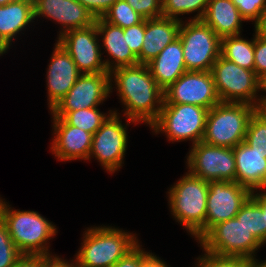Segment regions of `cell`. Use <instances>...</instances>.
Listing matches in <instances>:
<instances>
[{"mask_svg": "<svg viewBox=\"0 0 266 267\" xmlns=\"http://www.w3.org/2000/svg\"><path fill=\"white\" fill-rule=\"evenodd\" d=\"M110 74L111 80L115 78L117 92L126 106L124 115L128 118L127 125L130 122H144L151 126L161 111L164 91L152 77L148 65L120 67Z\"/></svg>", "mask_w": 266, "mask_h": 267, "instance_id": "1", "label": "cell"}, {"mask_svg": "<svg viewBox=\"0 0 266 267\" xmlns=\"http://www.w3.org/2000/svg\"><path fill=\"white\" fill-rule=\"evenodd\" d=\"M0 218L16 248L23 255L51 256L46 242L57 230L55 226L35 211H16L0 198Z\"/></svg>", "mask_w": 266, "mask_h": 267, "instance_id": "2", "label": "cell"}, {"mask_svg": "<svg viewBox=\"0 0 266 267\" xmlns=\"http://www.w3.org/2000/svg\"><path fill=\"white\" fill-rule=\"evenodd\" d=\"M208 191V181L188 172L168 192L172 215L197 240L205 235Z\"/></svg>", "mask_w": 266, "mask_h": 267, "instance_id": "3", "label": "cell"}, {"mask_svg": "<svg viewBox=\"0 0 266 267\" xmlns=\"http://www.w3.org/2000/svg\"><path fill=\"white\" fill-rule=\"evenodd\" d=\"M76 255L77 267H113L137 244L136 235L112 227L88 228Z\"/></svg>", "mask_w": 266, "mask_h": 267, "instance_id": "4", "label": "cell"}, {"mask_svg": "<svg viewBox=\"0 0 266 267\" xmlns=\"http://www.w3.org/2000/svg\"><path fill=\"white\" fill-rule=\"evenodd\" d=\"M256 109L248 103H218L208 111L202 141L219 147H236L245 140L249 120Z\"/></svg>", "mask_w": 266, "mask_h": 267, "instance_id": "5", "label": "cell"}, {"mask_svg": "<svg viewBox=\"0 0 266 267\" xmlns=\"http://www.w3.org/2000/svg\"><path fill=\"white\" fill-rule=\"evenodd\" d=\"M187 71H211L221 55V38L202 20L181 21L179 36Z\"/></svg>", "mask_w": 266, "mask_h": 267, "instance_id": "6", "label": "cell"}, {"mask_svg": "<svg viewBox=\"0 0 266 267\" xmlns=\"http://www.w3.org/2000/svg\"><path fill=\"white\" fill-rule=\"evenodd\" d=\"M205 252L223 257L255 259L262 244L236 217L214 225L200 240ZM253 254V255H252Z\"/></svg>", "mask_w": 266, "mask_h": 267, "instance_id": "7", "label": "cell"}, {"mask_svg": "<svg viewBox=\"0 0 266 267\" xmlns=\"http://www.w3.org/2000/svg\"><path fill=\"white\" fill-rule=\"evenodd\" d=\"M209 109L190 104H163L157 120L150 126L166 133L169 141H202Z\"/></svg>", "mask_w": 266, "mask_h": 267, "instance_id": "8", "label": "cell"}, {"mask_svg": "<svg viewBox=\"0 0 266 267\" xmlns=\"http://www.w3.org/2000/svg\"><path fill=\"white\" fill-rule=\"evenodd\" d=\"M211 73L221 102L248 103L258 108V76L254 71L220 55Z\"/></svg>", "mask_w": 266, "mask_h": 267, "instance_id": "9", "label": "cell"}, {"mask_svg": "<svg viewBox=\"0 0 266 267\" xmlns=\"http://www.w3.org/2000/svg\"><path fill=\"white\" fill-rule=\"evenodd\" d=\"M187 165L191 174L205 181L235 182L236 164L233 148L200 141L192 146Z\"/></svg>", "mask_w": 266, "mask_h": 267, "instance_id": "10", "label": "cell"}, {"mask_svg": "<svg viewBox=\"0 0 266 267\" xmlns=\"http://www.w3.org/2000/svg\"><path fill=\"white\" fill-rule=\"evenodd\" d=\"M220 102L211 71H186L164 90L163 104H190L210 110Z\"/></svg>", "mask_w": 266, "mask_h": 267, "instance_id": "11", "label": "cell"}, {"mask_svg": "<svg viewBox=\"0 0 266 267\" xmlns=\"http://www.w3.org/2000/svg\"><path fill=\"white\" fill-rule=\"evenodd\" d=\"M252 193L250 189L236 181H209L205 234L214 225L235 218Z\"/></svg>", "mask_w": 266, "mask_h": 267, "instance_id": "12", "label": "cell"}, {"mask_svg": "<svg viewBox=\"0 0 266 267\" xmlns=\"http://www.w3.org/2000/svg\"><path fill=\"white\" fill-rule=\"evenodd\" d=\"M119 119L117 112L110 110L108 118L93 134L89 154V159L95 156L111 173L122 166L127 146V130Z\"/></svg>", "mask_w": 266, "mask_h": 267, "instance_id": "13", "label": "cell"}, {"mask_svg": "<svg viewBox=\"0 0 266 267\" xmlns=\"http://www.w3.org/2000/svg\"><path fill=\"white\" fill-rule=\"evenodd\" d=\"M96 24L90 27L67 31L58 37L61 44L70 54L76 67L82 74L108 73L104 61H101V48Z\"/></svg>", "mask_w": 266, "mask_h": 267, "instance_id": "14", "label": "cell"}, {"mask_svg": "<svg viewBox=\"0 0 266 267\" xmlns=\"http://www.w3.org/2000/svg\"><path fill=\"white\" fill-rule=\"evenodd\" d=\"M110 73L81 74L51 112H72L100 105L112 92Z\"/></svg>", "mask_w": 266, "mask_h": 267, "instance_id": "15", "label": "cell"}, {"mask_svg": "<svg viewBox=\"0 0 266 267\" xmlns=\"http://www.w3.org/2000/svg\"><path fill=\"white\" fill-rule=\"evenodd\" d=\"M33 8L34 18L45 16L63 26L59 37L70 30L90 27L96 20L77 0H33Z\"/></svg>", "mask_w": 266, "mask_h": 267, "instance_id": "16", "label": "cell"}, {"mask_svg": "<svg viewBox=\"0 0 266 267\" xmlns=\"http://www.w3.org/2000/svg\"><path fill=\"white\" fill-rule=\"evenodd\" d=\"M81 74L70 54L57 42L47 70L50 111L69 92Z\"/></svg>", "mask_w": 266, "mask_h": 267, "instance_id": "17", "label": "cell"}, {"mask_svg": "<svg viewBox=\"0 0 266 267\" xmlns=\"http://www.w3.org/2000/svg\"><path fill=\"white\" fill-rule=\"evenodd\" d=\"M54 134L52 152L59 160H89L93 134L79 127L67 124L62 118L53 115Z\"/></svg>", "mask_w": 266, "mask_h": 267, "instance_id": "18", "label": "cell"}, {"mask_svg": "<svg viewBox=\"0 0 266 267\" xmlns=\"http://www.w3.org/2000/svg\"><path fill=\"white\" fill-rule=\"evenodd\" d=\"M181 21L163 16L145 19L144 41L141 53L137 56L139 64L147 65L178 38Z\"/></svg>", "mask_w": 266, "mask_h": 267, "instance_id": "19", "label": "cell"}, {"mask_svg": "<svg viewBox=\"0 0 266 267\" xmlns=\"http://www.w3.org/2000/svg\"><path fill=\"white\" fill-rule=\"evenodd\" d=\"M235 181L255 192L266 187V153L254 151L244 141L233 148Z\"/></svg>", "mask_w": 266, "mask_h": 267, "instance_id": "20", "label": "cell"}, {"mask_svg": "<svg viewBox=\"0 0 266 267\" xmlns=\"http://www.w3.org/2000/svg\"><path fill=\"white\" fill-rule=\"evenodd\" d=\"M147 65L152 77L163 91L176 82L187 71L180 38L167 45Z\"/></svg>", "mask_w": 266, "mask_h": 267, "instance_id": "21", "label": "cell"}, {"mask_svg": "<svg viewBox=\"0 0 266 267\" xmlns=\"http://www.w3.org/2000/svg\"><path fill=\"white\" fill-rule=\"evenodd\" d=\"M98 34L103 35V47L115 61L104 60L105 67L108 73L120 67H127L139 64L138 57L132 52L126 44V36H124V29L112 25L102 18L95 20ZM112 64V65H111ZM114 64V65H113Z\"/></svg>", "mask_w": 266, "mask_h": 267, "instance_id": "22", "label": "cell"}, {"mask_svg": "<svg viewBox=\"0 0 266 267\" xmlns=\"http://www.w3.org/2000/svg\"><path fill=\"white\" fill-rule=\"evenodd\" d=\"M34 19L33 0H17L0 6V55L9 49L13 36Z\"/></svg>", "mask_w": 266, "mask_h": 267, "instance_id": "23", "label": "cell"}, {"mask_svg": "<svg viewBox=\"0 0 266 267\" xmlns=\"http://www.w3.org/2000/svg\"><path fill=\"white\" fill-rule=\"evenodd\" d=\"M220 37L240 35L242 21H246L232 0H209L201 19Z\"/></svg>", "mask_w": 266, "mask_h": 267, "instance_id": "24", "label": "cell"}, {"mask_svg": "<svg viewBox=\"0 0 266 267\" xmlns=\"http://www.w3.org/2000/svg\"><path fill=\"white\" fill-rule=\"evenodd\" d=\"M221 55L240 67L255 72L254 39L247 41L240 35L221 38Z\"/></svg>", "mask_w": 266, "mask_h": 267, "instance_id": "25", "label": "cell"}, {"mask_svg": "<svg viewBox=\"0 0 266 267\" xmlns=\"http://www.w3.org/2000/svg\"><path fill=\"white\" fill-rule=\"evenodd\" d=\"M236 218L263 245L266 243V226L261 202L253 195L246 201Z\"/></svg>", "mask_w": 266, "mask_h": 267, "instance_id": "26", "label": "cell"}, {"mask_svg": "<svg viewBox=\"0 0 266 267\" xmlns=\"http://www.w3.org/2000/svg\"><path fill=\"white\" fill-rule=\"evenodd\" d=\"M52 115L91 134H94L108 118L107 114H102L97 107L72 112H52Z\"/></svg>", "mask_w": 266, "mask_h": 267, "instance_id": "27", "label": "cell"}, {"mask_svg": "<svg viewBox=\"0 0 266 267\" xmlns=\"http://www.w3.org/2000/svg\"><path fill=\"white\" fill-rule=\"evenodd\" d=\"M244 142L258 153H266V109L257 108L252 114Z\"/></svg>", "mask_w": 266, "mask_h": 267, "instance_id": "28", "label": "cell"}, {"mask_svg": "<svg viewBox=\"0 0 266 267\" xmlns=\"http://www.w3.org/2000/svg\"><path fill=\"white\" fill-rule=\"evenodd\" d=\"M162 16L179 20L178 15L198 11L191 20H201L206 12L209 0H161Z\"/></svg>", "mask_w": 266, "mask_h": 267, "instance_id": "29", "label": "cell"}, {"mask_svg": "<svg viewBox=\"0 0 266 267\" xmlns=\"http://www.w3.org/2000/svg\"><path fill=\"white\" fill-rule=\"evenodd\" d=\"M102 19L122 29L137 25L144 20L125 0L116 1Z\"/></svg>", "mask_w": 266, "mask_h": 267, "instance_id": "30", "label": "cell"}, {"mask_svg": "<svg viewBox=\"0 0 266 267\" xmlns=\"http://www.w3.org/2000/svg\"><path fill=\"white\" fill-rule=\"evenodd\" d=\"M22 255L13 243L5 223L0 218V267H12Z\"/></svg>", "mask_w": 266, "mask_h": 267, "instance_id": "31", "label": "cell"}, {"mask_svg": "<svg viewBox=\"0 0 266 267\" xmlns=\"http://www.w3.org/2000/svg\"><path fill=\"white\" fill-rule=\"evenodd\" d=\"M198 259V267H247L252 261L242 257H223L208 252Z\"/></svg>", "mask_w": 266, "mask_h": 267, "instance_id": "32", "label": "cell"}, {"mask_svg": "<svg viewBox=\"0 0 266 267\" xmlns=\"http://www.w3.org/2000/svg\"><path fill=\"white\" fill-rule=\"evenodd\" d=\"M144 19L162 16L161 0H125Z\"/></svg>", "mask_w": 266, "mask_h": 267, "instance_id": "33", "label": "cell"}, {"mask_svg": "<svg viewBox=\"0 0 266 267\" xmlns=\"http://www.w3.org/2000/svg\"><path fill=\"white\" fill-rule=\"evenodd\" d=\"M232 2L247 21H255L266 8V0H232Z\"/></svg>", "mask_w": 266, "mask_h": 267, "instance_id": "34", "label": "cell"}, {"mask_svg": "<svg viewBox=\"0 0 266 267\" xmlns=\"http://www.w3.org/2000/svg\"><path fill=\"white\" fill-rule=\"evenodd\" d=\"M145 34V19L137 25L124 29V36H126L127 45L132 52L138 56L141 53Z\"/></svg>", "mask_w": 266, "mask_h": 267, "instance_id": "35", "label": "cell"}, {"mask_svg": "<svg viewBox=\"0 0 266 267\" xmlns=\"http://www.w3.org/2000/svg\"><path fill=\"white\" fill-rule=\"evenodd\" d=\"M254 36L255 73L260 76L266 72V38Z\"/></svg>", "mask_w": 266, "mask_h": 267, "instance_id": "36", "label": "cell"}, {"mask_svg": "<svg viewBox=\"0 0 266 267\" xmlns=\"http://www.w3.org/2000/svg\"><path fill=\"white\" fill-rule=\"evenodd\" d=\"M95 19L102 18L106 11L118 0H77Z\"/></svg>", "mask_w": 266, "mask_h": 267, "instance_id": "37", "label": "cell"}, {"mask_svg": "<svg viewBox=\"0 0 266 267\" xmlns=\"http://www.w3.org/2000/svg\"><path fill=\"white\" fill-rule=\"evenodd\" d=\"M142 262V249L137 244L123 258H121L113 267H140Z\"/></svg>", "mask_w": 266, "mask_h": 267, "instance_id": "38", "label": "cell"}, {"mask_svg": "<svg viewBox=\"0 0 266 267\" xmlns=\"http://www.w3.org/2000/svg\"><path fill=\"white\" fill-rule=\"evenodd\" d=\"M44 256L42 255H22V257L12 267H43Z\"/></svg>", "mask_w": 266, "mask_h": 267, "instance_id": "39", "label": "cell"}, {"mask_svg": "<svg viewBox=\"0 0 266 267\" xmlns=\"http://www.w3.org/2000/svg\"><path fill=\"white\" fill-rule=\"evenodd\" d=\"M140 267H168L156 255L142 250V262Z\"/></svg>", "mask_w": 266, "mask_h": 267, "instance_id": "40", "label": "cell"}, {"mask_svg": "<svg viewBox=\"0 0 266 267\" xmlns=\"http://www.w3.org/2000/svg\"><path fill=\"white\" fill-rule=\"evenodd\" d=\"M43 267H77V264L74 263H68V261H65L58 256H44V264Z\"/></svg>", "mask_w": 266, "mask_h": 267, "instance_id": "41", "label": "cell"}, {"mask_svg": "<svg viewBox=\"0 0 266 267\" xmlns=\"http://www.w3.org/2000/svg\"><path fill=\"white\" fill-rule=\"evenodd\" d=\"M255 35L266 38V8L255 20Z\"/></svg>", "mask_w": 266, "mask_h": 267, "instance_id": "42", "label": "cell"}, {"mask_svg": "<svg viewBox=\"0 0 266 267\" xmlns=\"http://www.w3.org/2000/svg\"><path fill=\"white\" fill-rule=\"evenodd\" d=\"M261 89L266 92V72L258 76V90ZM258 108L266 109V96L258 99Z\"/></svg>", "mask_w": 266, "mask_h": 267, "instance_id": "43", "label": "cell"}, {"mask_svg": "<svg viewBox=\"0 0 266 267\" xmlns=\"http://www.w3.org/2000/svg\"><path fill=\"white\" fill-rule=\"evenodd\" d=\"M264 189V193H254L253 195L261 202L262 204V212L264 213V220H265V226H266V193H265Z\"/></svg>", "mask_w": 266, "mask_h": 267, "instance_id": "44", "label": "cell"}, {"mask_svg": "<svg viewBox=\"0 0 266 267\" xmlns=\"http://www.w3.org/2000/svg\"><path fill=\"white\" fill-rule=\"evenodd\" d=\"M247 267H266V261L261 263L257 260H252Z\"/></svg>", "mask_w": 266, "mask_h": 267, "instance_id": "45", "label": "cell"}, {"mask_svg": "<svg viewBox=\"0 0 266 267\" xmlns=\"http://www.w3.org/2000/svg\"><path fill=\"white\" fill-rule=\"evenodd\" d=\"M13 1H17V0H0V6H4V5L11 3Z\"/></svg>", "mask_w": 266, "mask_h": 267, "instance_id": "46", "label": "cell"}]
</instances>
